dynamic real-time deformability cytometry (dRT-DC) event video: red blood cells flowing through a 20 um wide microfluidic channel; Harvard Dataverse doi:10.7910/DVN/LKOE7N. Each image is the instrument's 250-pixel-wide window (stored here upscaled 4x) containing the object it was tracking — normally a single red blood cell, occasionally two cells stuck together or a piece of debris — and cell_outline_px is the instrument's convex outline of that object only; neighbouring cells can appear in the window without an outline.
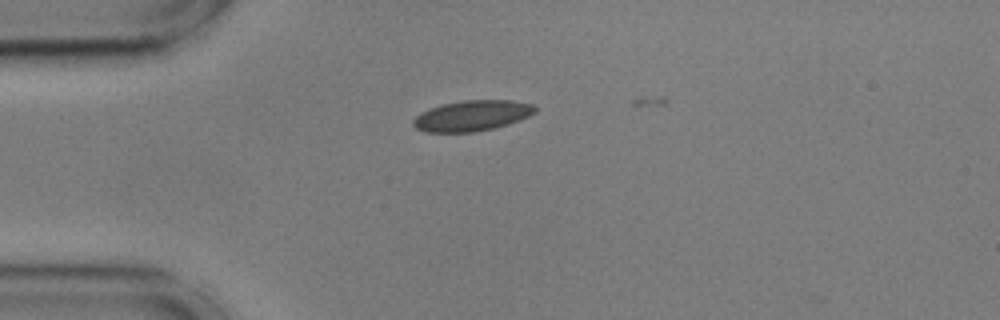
{"species": "common noctule bat (a hibernating species)", "species_latin": "Nyctalus noctula", "temperature_condition": "cold", "stored_images_in_passage": 8, "camera_frame_rate_fps": 3000, "um_per_image_px": 0.085, "animal": {"sex": "male", "body_mass_g": 17.9, "forearm_length_mm": 54.2}, "frame": {"image": 1, "passage_image": 2, "time_ms": 0.333, "image_size_px": [1000, 320], "cell_outline_px": [[536, 112], [520, 120], [508, 124], [492, 128], [472, 132], [424, 132], [416, 128], [412, 124], [412, 120], [420, 112], [428, 108], [444, 104], [464, 100], [512, 100], [532, 104], [536, 108]], "centroid_in_image_um": [40.1, 9.83], "position_along_channel_um": 44.9, "area_um2": 21.73}}